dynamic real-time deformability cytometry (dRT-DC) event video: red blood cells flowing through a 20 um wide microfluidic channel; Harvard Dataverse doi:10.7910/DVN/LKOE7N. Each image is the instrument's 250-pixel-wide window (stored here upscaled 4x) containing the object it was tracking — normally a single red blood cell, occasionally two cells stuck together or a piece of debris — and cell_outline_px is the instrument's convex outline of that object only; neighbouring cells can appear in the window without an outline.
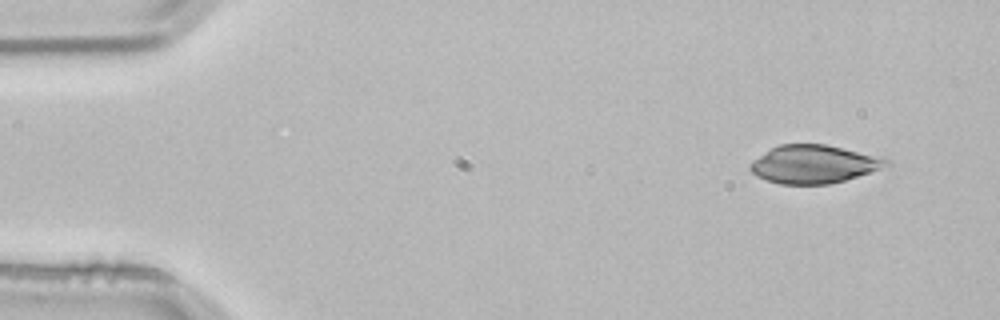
{"species": "common noctule bat (a hibernating species)", "species_latin": "Nyctalus noctula", "temperature_condition": "room temperature", "stored_images_in_passage": 4, "segment_of_instrument_passage": [1, 2], "camera_frame_rate_fps": 3000, "um_per_image_px": 0.085, "animal": {"sex": "male", "body_mass_g": 21.5, "forearm_length_mm": 52.0}, "frame": {"image": 1, "passage_image": 1, "time_ms": 0.0, "image_size_px": [1000, 320], "cell_outline_px": [[892, 164], [844, 180], [828, 184], [780, 184], [756, 176], [748, 168], [748, 164], [752, 160], [772, 148], [780, 144], [824, 144], [884, 156], [892, 160]], "centroid_in_image_um": [69.19, 13.94], "position_along_channel_um": 15.8, "area_um2": 30.35}}